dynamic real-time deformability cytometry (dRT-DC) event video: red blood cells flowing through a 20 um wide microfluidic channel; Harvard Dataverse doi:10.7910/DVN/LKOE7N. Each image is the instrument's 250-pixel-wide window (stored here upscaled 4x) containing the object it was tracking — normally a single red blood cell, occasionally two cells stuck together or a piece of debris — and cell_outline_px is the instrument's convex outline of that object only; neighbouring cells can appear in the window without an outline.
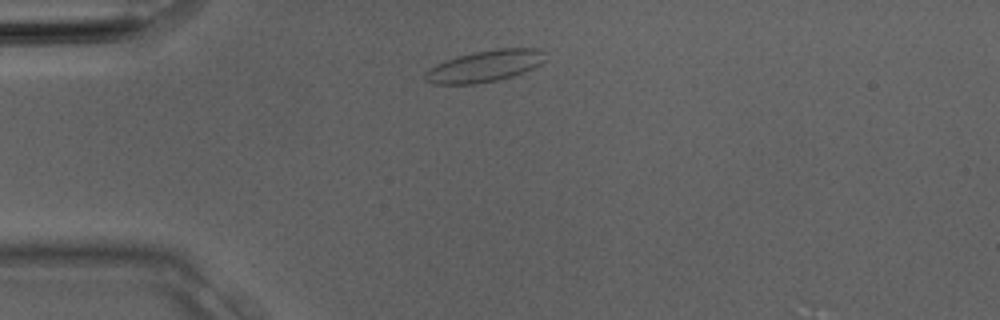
{"species": "Egyptian fruit bat (a non-hibernating species)", "species_latin": "Rousettus aegyptiacus", "temperature_condition": "room temperature", "stored_images_in_passage": 1, "camera_frame_rate_fps": 3000, "um_per_image_px": 0.085, "animal": {"sex": "male"}, "frame": {"image": 1, "passage_image": 1, "time_ms": 0.0, "image_size_px": [1000, 320], "cell_outline_px": [[544, 60], [540, 64], [524, 72], [512, 76], [496, 80], [476, 84], [432, 84], [424, 80], [424, 72], [428, 68], [436, 64], [460, 56], [476, 52], [496, 48], [540, 48], [544, 52]], "centroid_in_image_um": [41.18, 5.62], "position_along_channel_um": 43.8, "area_um2": 21.96}}